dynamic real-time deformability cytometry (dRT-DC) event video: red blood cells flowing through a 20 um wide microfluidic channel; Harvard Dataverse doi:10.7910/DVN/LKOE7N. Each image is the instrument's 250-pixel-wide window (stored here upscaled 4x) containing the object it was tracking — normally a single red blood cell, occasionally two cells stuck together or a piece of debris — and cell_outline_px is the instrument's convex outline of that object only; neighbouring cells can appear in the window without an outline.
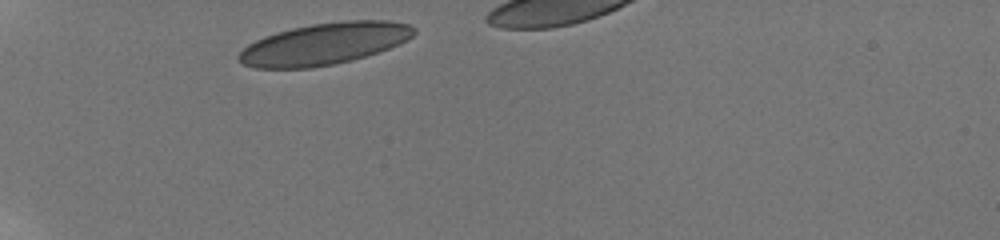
{"species": "human", "species_latin": "Homo sapiens", "temperature_condition": "room temperature", "stored_images_in_passage": 4, "camera_frame_rate_fps": 3000, "um_per_image_px": 0.085, "donor": {"sex": "male"}, "frame": {"image": 1, "passage_image": 1, "time_ms": 0.0, "image_size_px": [1000, 240], "cell_outline_px": [[416, 32], [412, 36], [388, 48], [352, 60], [332, 64], [308, 68], [256, 68], [244, 64], [236, 60], [236, 56], [248, 44], [264, 36], [276, 32], [292, 28], [312, 24], [344, 20], [388, 20], [412, 24], [416, 28]], "centroid_in_image_um": [27.54, 3.71], "position_along_channel_um": 57.5, "area_um2": 42.43}}